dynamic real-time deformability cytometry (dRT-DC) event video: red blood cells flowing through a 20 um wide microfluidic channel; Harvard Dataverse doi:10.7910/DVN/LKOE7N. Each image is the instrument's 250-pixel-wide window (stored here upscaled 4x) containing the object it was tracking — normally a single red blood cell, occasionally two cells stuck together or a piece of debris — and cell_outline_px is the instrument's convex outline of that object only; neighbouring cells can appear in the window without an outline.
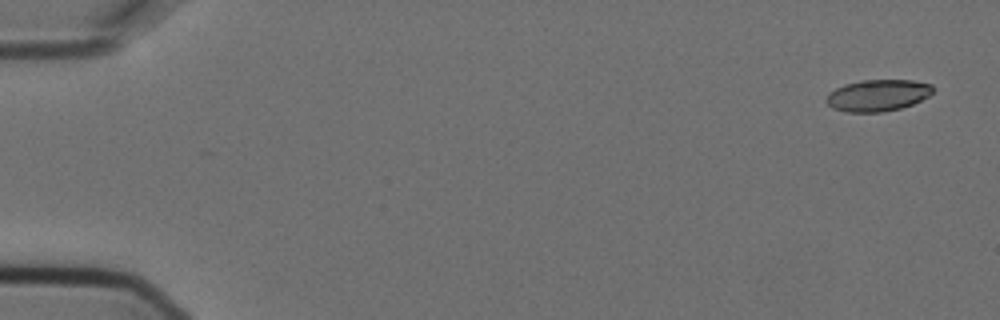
{"species": "Egyptian fruit bat (a non-hibernating species)", "species_latin": "Rousettus aegyptiacus", "temperature_condition": "cold", "stored_images_in_passage": 4, "camera_frame_rate_fps": 3000, "um_per_image_px": 0.085, "animal": {"sex": "female"}, "frame": {"image": 1, "passage_image": 1, "time_ms": 0.0, "image_size_px": [1000, 320], "cell_outline_px": [[936, 88], [928, 96], [912, 104], [900, 108], [884, 112], [844, 112], [832, 108], [824, 100], [828, 92], [844, 84], [860, 80], [912, 80], [932, 84]], "centroid_in_image_um": [74.58, 8.1], "position_along_channel_um": 10.4, "area_um2": 19.88}}
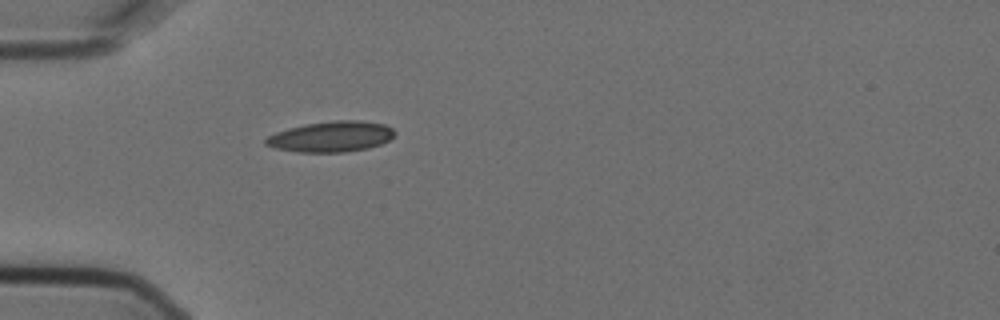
{"frame": {"image": 2, "passage_image": 4, "time_ms": 1.0, "image_size_px": [1000, 320], "cell_outline_px": [[396, 132], [388, 140], [380, 144], [368, 148], [344, 152], [296, 152], [276, 148], [264, 144], [264, 140], [268, 136], [276, 132], [288, 128], [304, 124], [336, 120], [360, 120], [384, 124], [392, 128]], "centroid_in_image_um": [28.13, 11.61], "position_along_channel_um": 56.9, "area_um2": 23.0}}